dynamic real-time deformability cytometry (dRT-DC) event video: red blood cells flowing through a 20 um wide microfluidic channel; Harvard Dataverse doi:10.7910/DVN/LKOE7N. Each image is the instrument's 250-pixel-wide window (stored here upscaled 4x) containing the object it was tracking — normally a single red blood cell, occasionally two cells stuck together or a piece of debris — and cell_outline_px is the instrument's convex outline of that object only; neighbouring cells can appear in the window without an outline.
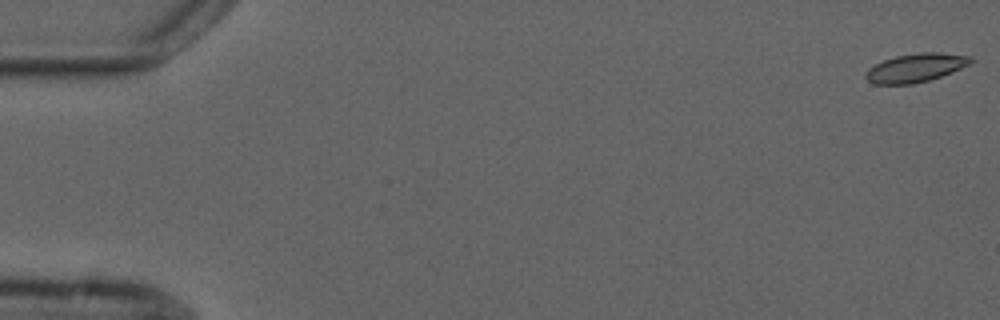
{"species": "common noctule bat (a hibernating species)", "species_latin": "Nyctalus noctula", "temperature_condition": "cold", "stored_images_in_passage": 11, "camera_frame_rate_fps": 3000, "um_per_image_px": 0.085, "animal": {"sex": "male", "forearm_length_mm": 52.5}, "frame": {"image": 1, "passage_image": 1, "time_ms": 0.0, "image_size_px": [1000, 320], "cell_outline_px": [[972, 60], [968, 64], [960, 68], [940, 76], [928, 80], [912, 84], [876, 84], [868, 80], [864, 76], [864, 72], [868, 68], [884, 60], [896, 56], [920, 52], [940, 52], [972, 56]], "centroid_in_image_um": [77.8, 5.75], "position_along_channel_um": 7.2, "area_um2": 17.28}}
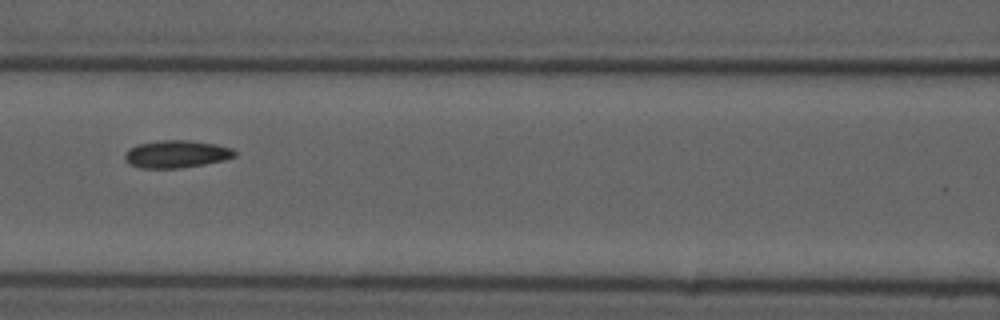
{"frame": {"image": 2, "passage_image": 7, "time_ms": 8.0, "image_size_px": [1000, 320], "cell_outline_px": [[236, 156], [224, 160], [204, 164], [180, 168], [140, 168], [128, 164], [124, 156], [128, 148], [136, 144], [160, 140], [188, 140], [216, 144], [232, 148], [236, 152]], "centroid_in_image_um": [14.97, 13.09], "position_along_channel_um": 151.6, "area_um2": 17.74}}
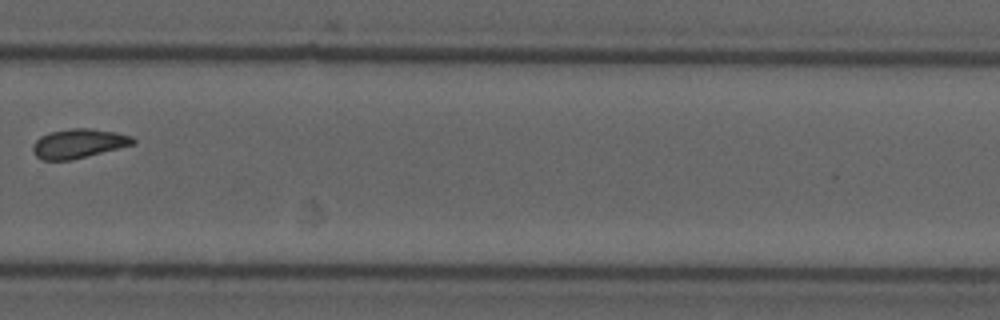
{"frame": {"image": 3, "passage_image": 11, "time_ms": 12.667, "image_size_px": [1000, 320], "cell_outline_px": [[136, 144], [72, 160], [40, 160], [32, 152], [32, 144], [40, 136], [52, 132], [72, 128], [88, 128], [116, 132], [132, 136], [136, 140]], "centroid_in_image_um": [6.68, 12.21], "position_along_channel_um": 323.1, "area_um2": 17.22}}